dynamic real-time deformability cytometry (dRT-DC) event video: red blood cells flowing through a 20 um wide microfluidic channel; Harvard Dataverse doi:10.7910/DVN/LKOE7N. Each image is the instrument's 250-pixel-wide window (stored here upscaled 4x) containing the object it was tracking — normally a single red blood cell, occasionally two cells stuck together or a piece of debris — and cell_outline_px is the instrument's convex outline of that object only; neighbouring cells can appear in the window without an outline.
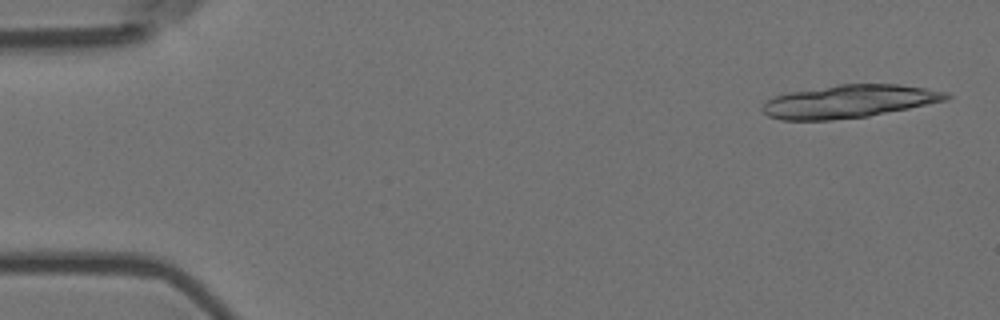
{"species": "Egyptian fruit bat (a non-hibernating species)", "species_latin": "Rousettus aegyptiacus", "temperature_condition": "room temperature", "stored_images_in_passage": 22, "camera_frame_rate_fps": 3000, "um_per_image_px": 0.085, "animal": {"sex": "female"}, "frame": {"image": 1, "passage_image": 2, "time_ms": 0.333, "image_size_px": [1000, 320], "cell_outline_px": [[952, 96], [948, 100], [868, 116], [832, 120], [780, 120], [768, 116], [760, 108], [768, 100], [776, 96], [788, 92], [836, 84], [896, 84], [924, 88], [948, 92]], "centroid_in_image_um": [72.16, 8.61], "position_along_channel_um": 12.8, "area_um2": 35.26}}